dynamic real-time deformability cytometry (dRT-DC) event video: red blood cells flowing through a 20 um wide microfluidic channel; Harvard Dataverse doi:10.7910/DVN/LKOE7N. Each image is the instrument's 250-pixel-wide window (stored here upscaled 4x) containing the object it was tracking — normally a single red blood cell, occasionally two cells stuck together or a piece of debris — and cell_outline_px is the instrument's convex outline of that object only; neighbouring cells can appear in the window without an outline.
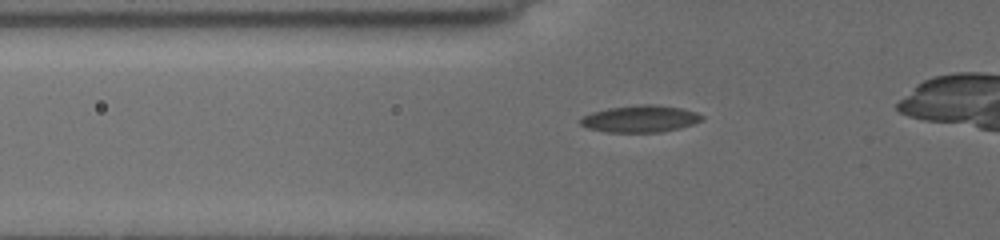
{"species": "common noctule bat (a hibernating species)", "species_latin": "Nyctalus noctula", "temperature_condition": "cold", "stored_images_in_passage": 19, "camera_frame_rate_fps": 3000, "um_per_image_px": 0.085, "animal": {"sex": "female", "body_mass_g": 19.5, "forearm_length_mm": 54.1}, "frame": {"image": 1, "passage_image": 13, "time_ms": 3.333, "image_size_px": [1000, 240], "cell_outline_px": [[704, 120], [680, 128], [660, 132], [608, 132], [588, 128], [580, 124], [580, 116], [592, 112], [608, 108], [644, 104], [652, 104], [680, 108], [696, 112], [704, 116]], "centroid_in_image_um": [54.41, 10.1], "position_along_channel_um": 71.4, "area_um2": 19.02}}
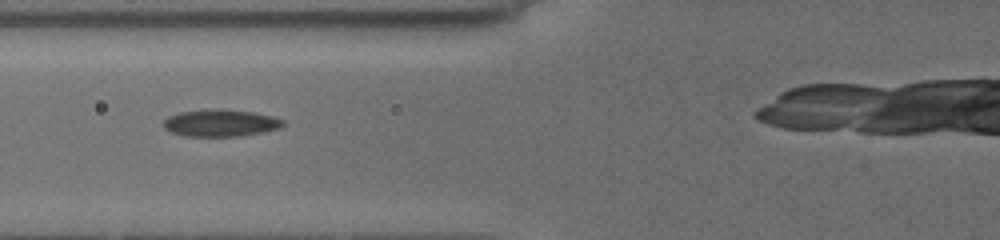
{"frame": {"image": 2, "passage_image": 18, "time_ms": 4.333, "image_size_px": [1000, 240], "cell_outline_px": [[284, 124], [280, 128], [264, 132], [240, 136], [184, 136], [172, 132], [164, 128], [164, 120], [168, 116], [180, 112], [252, 112], [272, 116], [284, 120]], "centroid_in_image_um": [18.78, 10.51], "position_along_channel_um": 107.0, "area_um2": 17.8}}